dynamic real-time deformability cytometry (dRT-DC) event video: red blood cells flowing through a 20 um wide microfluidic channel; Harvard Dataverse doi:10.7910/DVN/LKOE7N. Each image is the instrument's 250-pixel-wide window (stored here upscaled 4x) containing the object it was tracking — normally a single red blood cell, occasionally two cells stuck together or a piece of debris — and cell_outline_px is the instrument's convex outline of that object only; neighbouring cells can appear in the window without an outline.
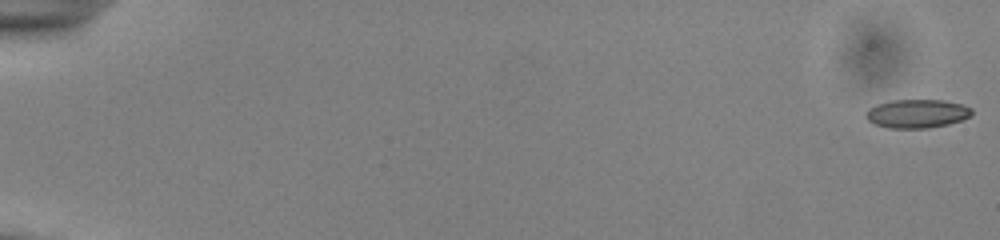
{"species": "common noctule bat (a hibernating species)", "species_latin": "Nyctalus noctula", "temperature_condition": "cold", "stored_images_in_passage": 54, "camera_frame_rate_fps": 3000, "um_per_image_px": 0.085, "animal": {"sex": "male", "body_mass_g": 13.0, "forearm_length_mm": 53.1}, "frame": {"image": 1, "passage_image": 1, "time_ms": 0.0, "image_size_px": [1000, 240], "cell_outline_px": [[972, 112], [968, 116], [960, 120], [948, 124], [928, 128], [888, 128], [872, 124], [864, 116], [876, 104], [892, 100], [944, 100], [960, 104], [972, 108]], "centroid_in_image_um": [77.92, 9.66], "position_along_channel_um": 7.1, "area_um2": 17.51}}
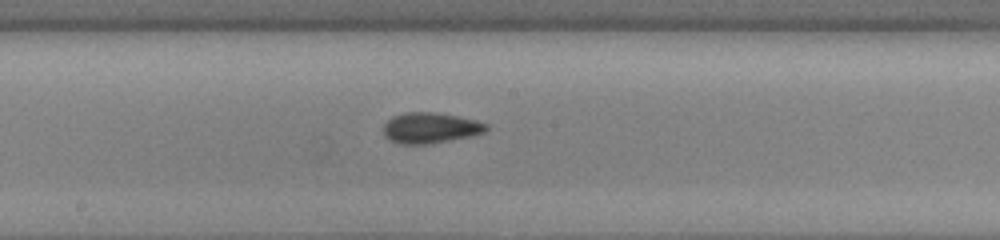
{"frame": {"image": 2, "passage_image": 31, "time_ms": 10.0, "image_size_px": [1000, 240], "cell_outline_px": [[488, 128], [484, 132], [472, 136], [432, 144], [400, 144], [388, 140], [384, 136], [384, 124], [392, 116], [404, 112], [436, 112], [476, 120], [488, 124]], "centroid_in_image_um": [36.56, 10.88], "position_along_channel_um": 211.6, "area_um2": 18.61}}
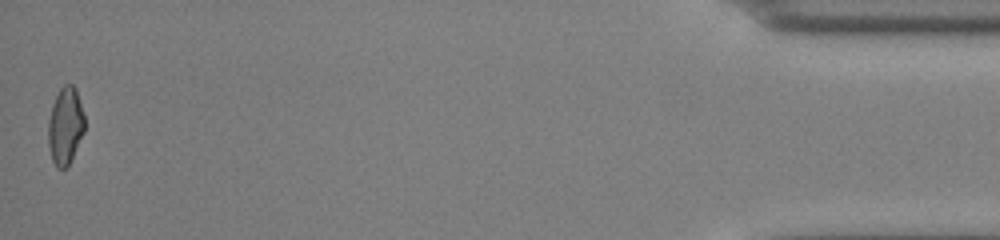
{"frame": {"image": 3, "passage_image": 54, "time_ms": 17.667, "image_size_px": [1000, 240], "cell_outline_px": [[84, 132], [68, 168], [56, 168], [52, 160], [48, 144], [48, 120], [52, 104], [60, 88], [64, 84], [72, 84], [76, 88], [84, 116]], "centroid_in_image_um": [5.55, 10.72], "position_along_channel_um": 429.7, "area_um2": 16.53}, "authors_computed_cell_mechanics": {"area_um2": 17.6579, "velocity_mm_per_s": 3.9334, "shape_relaxation_time_tau1_ms": 6.0663, "shape_relaxation_time_tau2_ms": 2.0785, "deformation_change_tau1": 0.1116, "deformation_change_tau2": 0.0786}}